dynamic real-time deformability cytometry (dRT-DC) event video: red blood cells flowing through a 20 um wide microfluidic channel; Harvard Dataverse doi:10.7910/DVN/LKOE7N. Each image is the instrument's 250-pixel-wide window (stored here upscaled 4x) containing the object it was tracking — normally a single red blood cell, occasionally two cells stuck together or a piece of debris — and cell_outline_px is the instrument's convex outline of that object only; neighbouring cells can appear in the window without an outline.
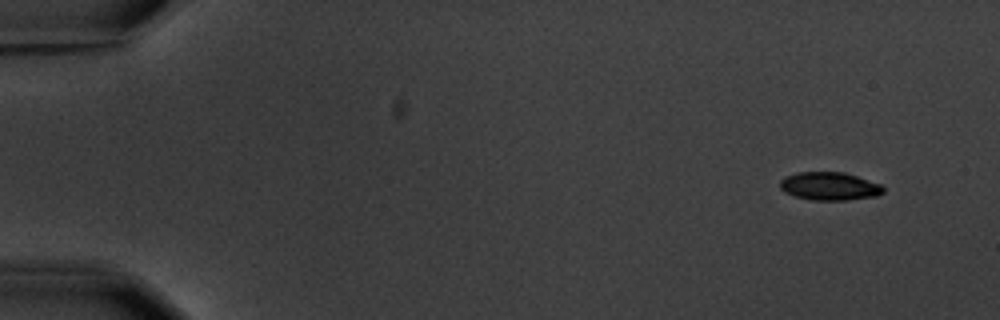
{"species": "common noctule bat (a hibernating species)", "species_latin": "Nyctalus noctula", "temperature_condition": "warm", "stored_images_in_passage": 5, "camera_frame_rate_fps": 3000, "um_per_image_px": 0.085, "animal": {"sex": "male", "body_mass_g": 20.1, "forearm_length_mm": 53.5}, "frame": {"image": 1, "passage_image": 1, "time_ms": 0.0, "image_size_px": [1000, 320], "cell_outline_px": [[884, 192], [876, 196], [844, 200], [812, 200], [796, 196], [784, 192], [780, 188], [780, 180], [784, 176], [796, 172], [844, 172], [880, 184], [884, 188]], "centroid_in_image_um": [70.48, 15.82], "position_along_channel_um": 14.5, "area_um2": 16.88}}
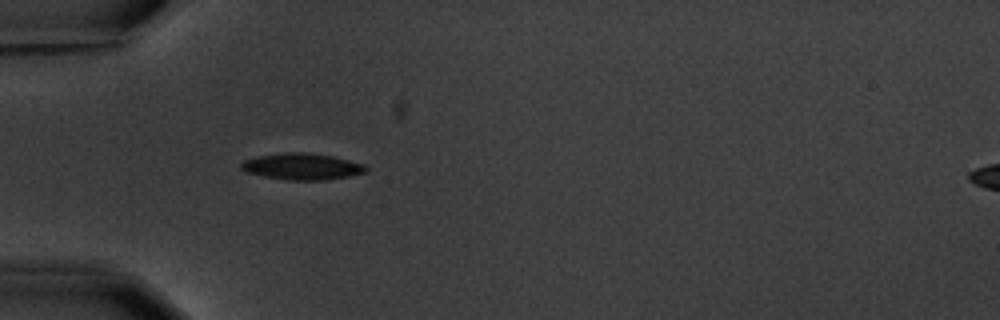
{"frame": {"image": 2, "passage_image": 5, "time_ms": 4.667, "image_size_px": [1000, 320], "cell_outline_px": [[368, 168], [364, 172], [348, 176], [324, 180], [288, 180], [264, 176], [248, 172], [240, 168], [240, 164], [244, 160], [256, 156], [284, 152], [308, 152], [332, 156], [364, 164]], "centroid_in_image_um": [25.65, 14.14], "position_along_channel_um": 59.4, "area_um2": 19.13}}